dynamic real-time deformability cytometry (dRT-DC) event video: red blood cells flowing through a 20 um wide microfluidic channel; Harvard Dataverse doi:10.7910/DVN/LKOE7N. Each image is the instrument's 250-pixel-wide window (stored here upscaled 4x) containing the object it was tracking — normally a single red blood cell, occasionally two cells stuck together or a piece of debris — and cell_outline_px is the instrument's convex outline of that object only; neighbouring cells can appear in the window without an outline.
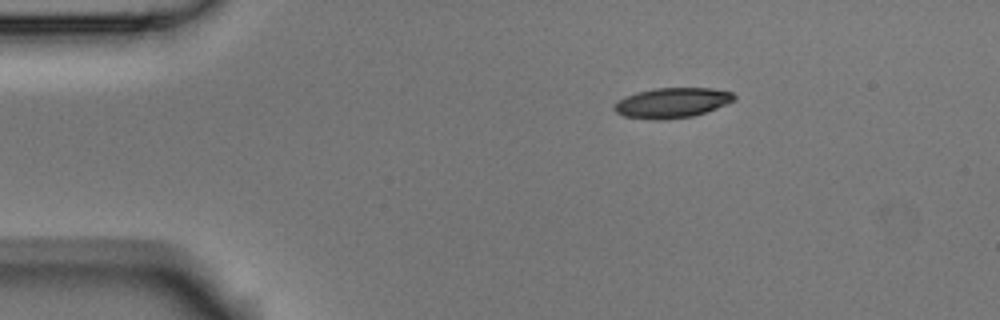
{"species": "Egyptian fruit bat (a non-hibernating species)", "species_latin": "Rousettus aegyptiacus", "temperature_condition": "room temperature", "stored_images_in_passage": 5, "segment_of_instrument_passage": [2, 2], "camera_frame_rate_fps": 3000, "um_per_image_px": 0.085, "animal": {"sex": "male"}, "frame": {"image": 1, "passage_image": 5, "time_ms": 1.333, "image_size_px": [1000, 320], "cell_outline_px": [[736, 100], [716, 108], [692, 116], [660, 120], [652, 120], [624, 116], [616, 112], [612, 108], [624, 96], [636, 92], [656, 88], [712, 88], [732, 92], [736, 96]], "centroid_in_image_um": [57.12, 8.73], "position_along_channel_um": 27.9, "area_um2": 20.98}}